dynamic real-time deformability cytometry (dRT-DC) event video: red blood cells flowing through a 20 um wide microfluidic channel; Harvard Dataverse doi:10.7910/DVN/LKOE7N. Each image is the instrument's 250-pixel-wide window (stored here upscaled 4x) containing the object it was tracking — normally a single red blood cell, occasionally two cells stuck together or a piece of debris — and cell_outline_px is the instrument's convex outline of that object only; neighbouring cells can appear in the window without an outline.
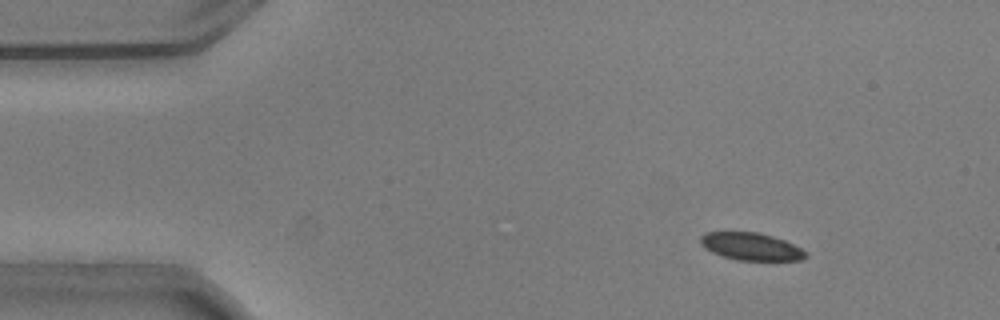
{"species": "common noctule bat (a hibernating species)", "species_latin": "Nyctalus noctula", "temperature_condition": "warm", "stored_images_in_passage": 54, "camera_frame_rate_fps": 3000, "um_per_image_px": 0.085, "animal": {"sex": "male", "body_mass_g": 20.5, "forearm_length_mm": 52.5}, "frame": {"image": 1, "passage_image": 7, "time_ms": 2.0, "image_size_px": [1000, 320], "cell_outline_px": [[808, 256], [800, 260], [736, 260], [712, 252], [704, 248], [700, 244], [700, 236], [704, 232], [760, 232], [784, 240], [808, 252]], "centroid_in_image_um": [63.82, 20.95], "position_along_channel_um": 21.2, "area_um2": 16.88}}
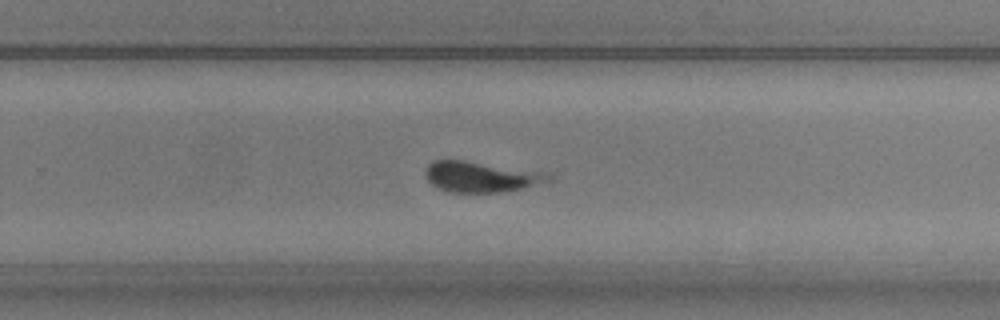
{"frame": {"image": 2, "passage_image": 35, "time_ms": 11.333, "image_size_px": [1000, 320], "cell_outline_px": [[552, 180], [524, 188], [500, 192], [448, 192], [432, 184], [424, 176], [424, 172], [428, 164], [432, 160], [464, 160], [552, 172]], "centroid_in_image_um": [40.93, 15.01], "position_along_channel_um": 288.9, "area_um2": 22.37}}
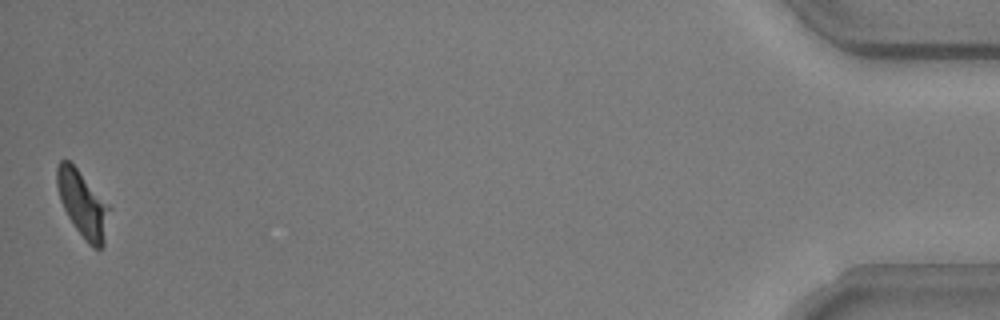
{"frame": {"image": 3, "passage_image": 54, "time_ms": 17.667, "image_size_px": [1000, 320], "cell_outline_px": [[112, 208], [104, 244], [100, 248], [92, 248], [88, 244], [76, 228], [68, 216], [60, 200], [56, 184], [56, 168], [60, 160], [68, 160], [76, 168]], "centroid_in_image_um": [7.05, 17.37], "position_along_channel_um": 428.1, "area_um2": 20.11}}